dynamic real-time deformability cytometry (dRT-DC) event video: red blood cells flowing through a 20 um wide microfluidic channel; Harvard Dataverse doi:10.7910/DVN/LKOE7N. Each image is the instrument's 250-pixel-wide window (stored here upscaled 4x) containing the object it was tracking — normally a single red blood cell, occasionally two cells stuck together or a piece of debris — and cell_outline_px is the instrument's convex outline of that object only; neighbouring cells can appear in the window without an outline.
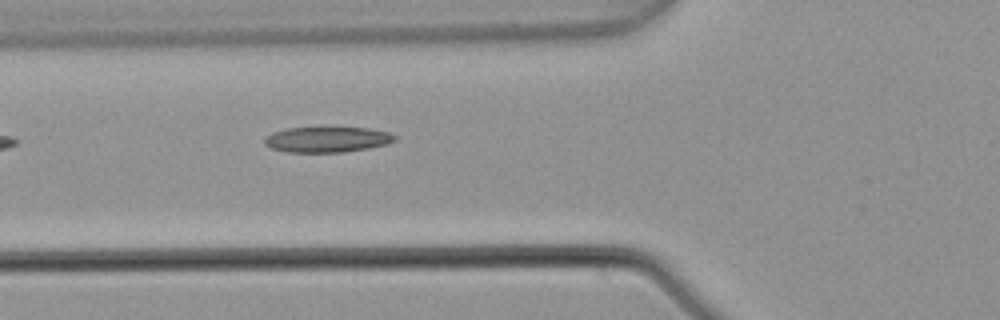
{"species": "common noctule bat (a hibernating species)", "species_latin": "Nyctalus noctula", "temperature_condition": "warm", "stored_images_in_passage": 4, "camera_frame_rate_fps": 3000, "um_per_image_px": 0.085, "animal": {"sex": "male", "body_mass_g": 21.5, "forearm_length_mm": 52.0}, "frame": {"image": 1, "passage_image": 4, "time_ms": 1.0, "image_size_px": [1000, 320], "cell_outline_px": [[396, 140], [388, 144], [368, 148], [344, 152], [288, 152], [272, 148], [264, 144], [264, 136], [272, 132], [288, 128], [368, 128], [388, 132], [396, 136]], "centroid_in_image_um": [27.8, 11.86], "position_along_channel_um": 98.0, "area_um2": 19.31}}